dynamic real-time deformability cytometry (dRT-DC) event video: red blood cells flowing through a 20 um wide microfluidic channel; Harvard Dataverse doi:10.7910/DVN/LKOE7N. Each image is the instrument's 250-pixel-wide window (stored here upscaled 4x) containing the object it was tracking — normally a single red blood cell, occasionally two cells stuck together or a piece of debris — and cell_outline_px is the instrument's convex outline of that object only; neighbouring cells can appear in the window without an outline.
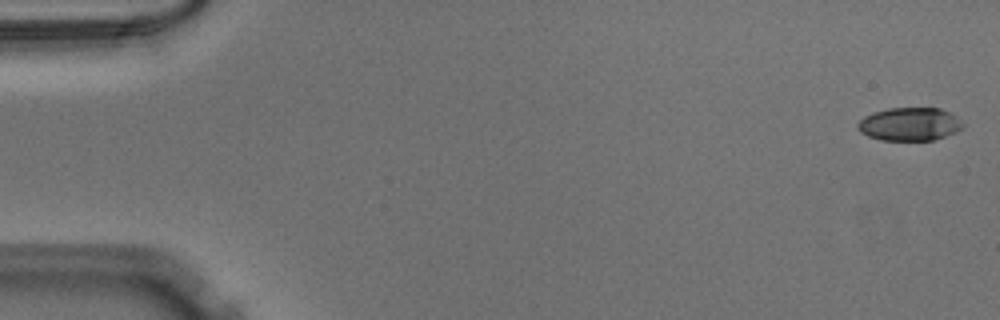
{"species": "Egyptian fruit bat (a non-hibernating species)", "species_latin": "Rousettus aegyptiacus", "temperature_condition": "warm", "stored_images_in_passage": 49, "camera_frame_rate_fps": 3000, "um_per_image_px": 0.085, "animal": {"sex": "male"}, "frame": {"image": 1, "passage_image": 1, "time_ms": 0.0, "image_size_px": [1000, 320], "cell_outline_px": [[964, 128], [956, 132], [932, 140], [880, 140], [868, 136], [860, 132], [856, 128], [856, 124], [864, 116], [872, 112], [888, 108], [940, 108], [956, 116], [964, 124]], "centroid_in_image_um": [77.29, 10.55], "position_along_channel_um": 7.7, "area_um2": 20.46}}
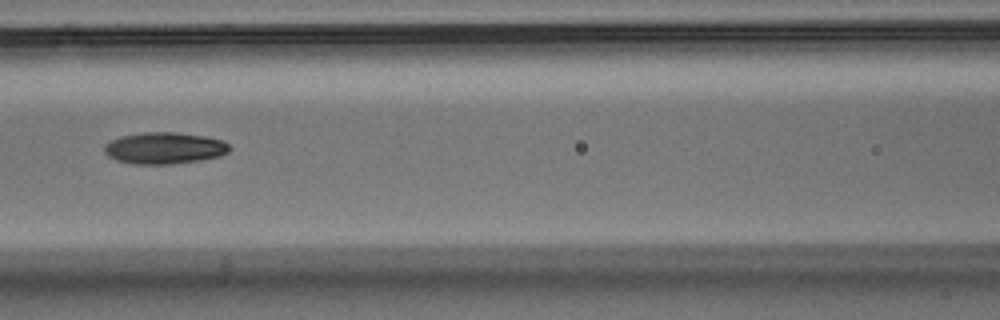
{"frame": {"image": 2, "passage_image": 23, "time_ms": 7.333, "image_size_px": [1000, 320], "cell_outline_px": [[232, 148], [228, 152], [220, 156], [200, 160], [172, 164], [132, 164], [116, 160], [108, 156], [104, 152], [104, 144], [120, 136], [144, 132], [176, 132], [204, 136], [224, 140]], "centroid_in_image_um": [13.98, 12.59], "position_along_channel_um": 152.6, "area_um2": 23.24}}
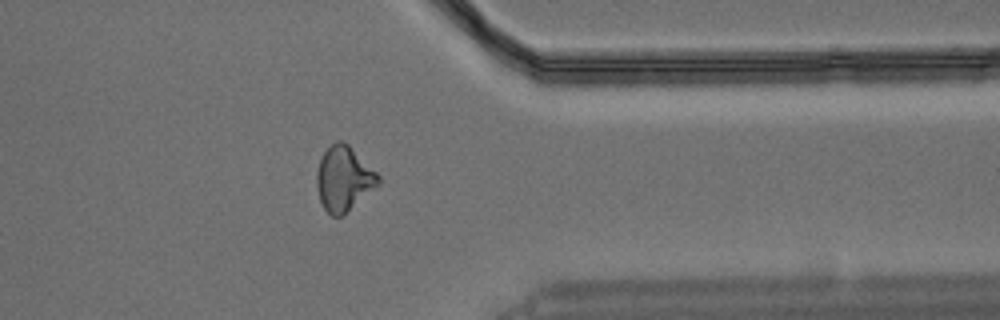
{"frame": {"image": 3, "passage_image": 41, "time_ms": 13.333, "image_size_px": [1000, 320], "cell_outline_px": [[380, 184], [344, 216], [332, 216], [324, 208], [320, 200], [316, 184], [316, 172], [320, 160], [324, 152], [336, 140], [340, 140], [348, 144], [380, 176]], "centroid_in_image_um": [29.23, 15.22], "position_along_channel_um": 382.2, "area_um2": 23.24}}